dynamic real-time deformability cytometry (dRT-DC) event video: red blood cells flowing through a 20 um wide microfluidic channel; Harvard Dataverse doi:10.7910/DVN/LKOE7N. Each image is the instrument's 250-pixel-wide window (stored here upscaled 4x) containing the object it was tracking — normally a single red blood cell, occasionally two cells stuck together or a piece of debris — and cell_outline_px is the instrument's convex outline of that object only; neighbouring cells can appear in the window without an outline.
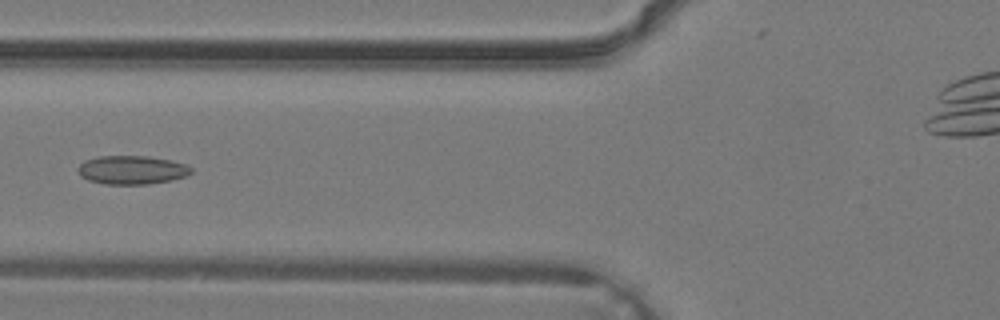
{"species": "common noctule bat (a hibernating species)", "species_latin": "Nyctalus noctula", "temperature_condition": "warm", "stored_images_in_passage": 27, "camera_frame_rate_fps": 3000, "um_per_image_px": 0.085, "animal": {"sex": "male", "body_mass_g": 19.2, "forearm_length_mm": 51.8}, "frame": {"image": 1, "passage_image": 6, "time_ms": 1.667, "image_size_px": [1000, 320], "cell_outline_px": [[192, 172], [188, 176], [172, 180], [148, 184], [104, 184], [88, 180], [80, 176], [76, 168], [84, 160], [100, 156], [148, 156], [172, 160], [188, 164], [192, 168]], "centroid_in_image_um": [11.23, 14.44], "position_along_channel_um": 114.6, "area_um2": 19.19}}
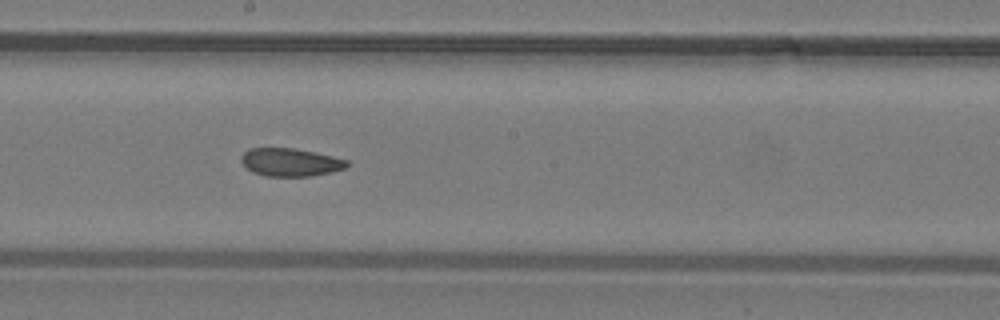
{"frame": {"image": 2, "passage_image": 12, "time_ms": 3.667, "image_size_px": [1000, 320], "cell_outline_px": [[348, 164], [344, 168], [332, 172], [312, 176], [268, 176], [252, 172], [240, 160], [240, 156], [248, 148], [296, 148], [332, 156], [348, 160]], "centroid_in_image_um": [24.67, 13.78], "position_along_channel_um": 223.5, "area_um2": 17.22}}
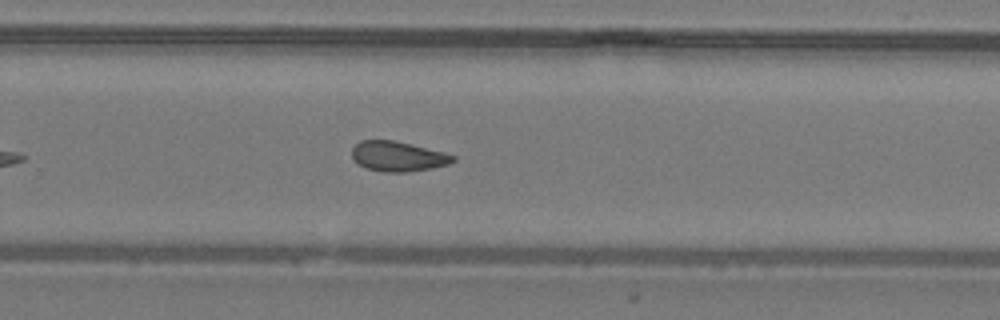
{"frame": {"image": 3, "passage_image": 16, "time_ms": 5.0, "image_size_px": [1000, 320], "cell_outline_px": [[456, 160], [448, 164], [432, 168], [404, 172], [384, 172], [364, 168], [352, 156], [352, 148], [360, 140], [392, 140], [412, 144], [444, 152], [456, 156]], "centroid_in_image_um": [33.83, 13.29], "position_along_channel_um": 296.0, "area_um2": 17.63}}